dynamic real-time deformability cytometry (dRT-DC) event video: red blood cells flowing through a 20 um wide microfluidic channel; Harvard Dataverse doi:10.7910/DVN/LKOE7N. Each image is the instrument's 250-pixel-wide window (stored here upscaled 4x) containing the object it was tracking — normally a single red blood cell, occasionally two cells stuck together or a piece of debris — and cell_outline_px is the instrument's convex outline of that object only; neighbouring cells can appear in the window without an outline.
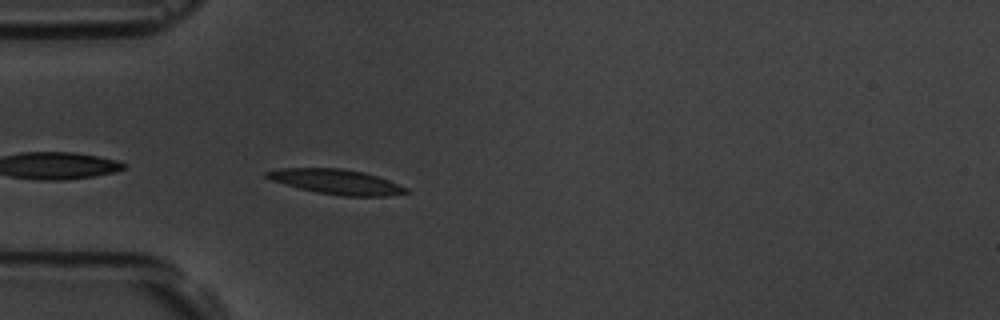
{"species": "common noctule bat (a hibernating species)", "species_latin": "Nyctalus noctula", "temperature_condition": "room temperature", "stored_images_in_passage": 32, "camera_frame_rate_fps": 3000, "um_per_image_px": 0.085, "animal": {"sex": "male", "body_mass_g": 19.5, "forearm_length_mm": 54.6}, "frame": {"image": 1, "passage_image": 1, "time_ms": 0.0, "image_size_px": [1000, 320], "cell_outline_px": [[412, 192], [388, 196], [344, 196], [316, 192], [284, 184], [272, 180], [264, 176], [264, 172], [284, 168], [340, 168], [364, 172], [388, 180], [408, 188]], "centroid_in_image_um": [28.62, 15.45], "position_along_channel_um": 56.4, "area_um2": 20.11}}
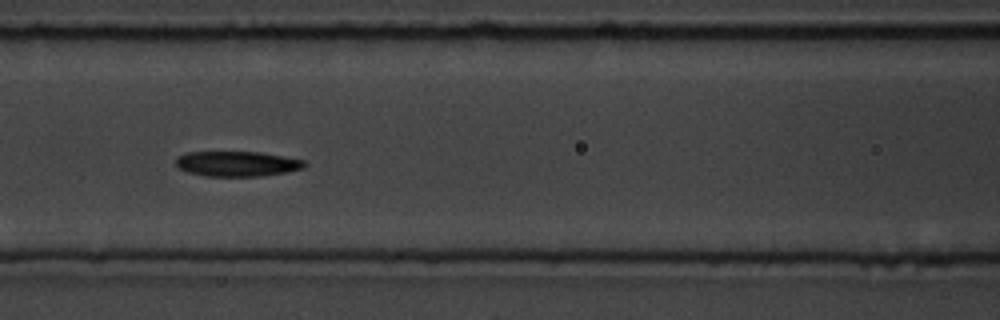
{"frame": {"image": 2, "passage_image": 9, "time_ms": 2.667, "image_size_px": [1000, 320], "cell_outline_px": [[308, 164], [304, 168], [288, 172], [260, 176], [204, 176], [188, 172], [180, 168], [176, 164], [176, 160], [180, 156], [188, 152], [260, 152], [284, 156], [304, 160]], "centroid_in_image_um": [20.21, 13.92], "position_along_channel_um": 146.4, "area_um2": 18.84}}
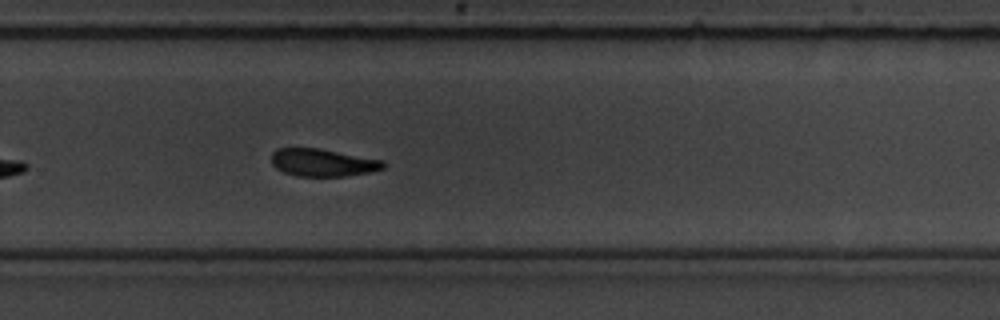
{"frame": {"image": 3, "passage_image": 22, "time_ms": 7.0, "image_size_px": [1000, 320], "cell_outline_px": [[388, 164], [384, 168], [372, 172], [344, 176], [296, 176], [284, 172], [276, 168], [272, 164], [272, 152], [276, 148], [320, 148], [384, 160]], "centroid_in_image_um": [27.47, 13.81], "position_along_channel_um": 302.3, "area_um2": 18.21}, "authors_computed_cell_mechanics": {"area_um2": 19.2763, "velocity_mm_per_s": 3.609, "shape_relaxation_time_tau1_ms": 6.9825, "shape_relaxation_time_tau2_ms": null, "deformation_change_tau1": 0.1752, "deformation_change_tau2": null}}